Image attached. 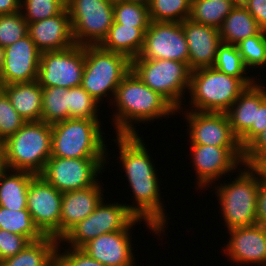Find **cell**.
I'll list each match as a JSON object with an SVG mask.
<instances>
[{
	"label": "cell",
	"mask_w": 266,
	"mask_h": 266,
	"mask_svg": "<svg viewBox=\"0 0 266 266\" xmlns=\"http://www.w3.org/2000/svg\"><path fill=\"white\" fill-rule=\"evenodd\" d=\"M113 141L118 148V162L125 173L128 186L132 190L133 204L124 203L129 211L143 220L147 228L159 237L165 234L170 218L161 198L160 179L154 160L151 158L144 138L140 134L115 135ZM143 139V140H142ZM120 161V162H119ZM159 178V179H158ZM135 201V202H134ZM135 203V204H134ZM168 217V218H167ZM167 226V227H166Z\"/></svg>",
	"instance_id": "cell-1"
},
{
	"label": "cell",
	"mask_w": 266,
	"mask_h": 266,
	"mask_svg": "<svg viewBox=\"0 0 266 266\" xmlns=\"http://www.w3.org/2000/svg\"><path fill=\"white\" fill-rule=\"evenodd\" d=\"M111 105L115 109L110 118L116 135L138 134L139 128L134 124H147L177 114L166 98L144 84L132 70L117 87Z\"/></svg>",
	"instance_id": "cell-2"
},
{
	"label": "cell",
	"mask_w": 266,
	"mask_h": 266,
	"mask_svg": "<svg viewBox=\"0 0 266 266\" xmlns=\"http://www.w3.org/2000/svg\"><path fill=\"white\" fill-rule=\"evenodd\" d=\"M257 80L233 77L214 67L193 70L188 91L189 104L180 109L225 113L240 94Z\"/></svg>",
	"instance_id": "cell-3"
},
{
	"label": "cell",
	"mask_w": 266,
	"mask_h": 266,
	"mask_svg": "<svg viewBox=\"0 0 266 266\" xmlns=\"http://www.w3.org/2000/svg\"><path fill=\"white\" fill-rule=\"evenodd\" d=\"M101 122L100 118H69L51 124V157L109 160Z\"/></svg>",
	"instance_id": "cell-4"
},
{
	"label": "cell",
	"mask_w": 266,
	"mask_h": 266,
	"mask_svg": "<svg viewBox=\"0 0 266 266\" xmlns=\"http://www.w3.org/2000/svg\"><path fill=\"white\" fill-rule=\"evenodd\" d=\"M238 171L233 181L232 178L228 183L224 180L213 187L227 230L257 224L259 176L247 165L241 166Z\"/></svg>",
	"instance_id": "cell-5"
},
{
	"label": "cell",
	"mask_w": 266,
	"mask_h": 266,
	"mask_svg": "<svg viewBox=\"0 0 266 266\" xmlns=\"http://www.w3.org/2000/svg\"><path fill=\"white\" fill-rule=\"evenodd\" d=\"M51 145V124L43 121L26 122L5 140L8 169L39 175L51 157Z\"/></svg>",
	"instance_id": "cell-6"
},
{
	"label": "cell",
	"mask_w": 266,
	"mask_h": 266,
	"mask_svg": "<svg viewBox=\"0 0 266 266\" xmlns=\"http://www.w3.org/2000/svg\"><path fill=\"white\" fill-rule=\"evenodd\" d=\"M130 71L131 60L125 55L100 46H85L81 86L101 105L104 98L112 104L117 87Z\"/></svg>",
	"instance_id": "cell-7"
},
{
	"label": "cell",
	"mask_w": 266,
	"mask_h": 266,
	"mask_svg": "<svg viewBox=\"0 0 266 266\" xmlns=\"http://www.w3.org/2000/svg\"><path fill=\"white\" fill-rule=\"evenodd\" d=\"M131 70L177 110L186 102L185 94L189 91L191 75L186 63L169 59L134 58L131 60Z\"/></svg>",
	"instance_id": "cell-8"
},
{
	"label": "cell",
	"mask_w": 266,
	"mask_h": 266,
	"mask_svg": "<svg viewBox=\"0 0 266 266\" xmlns=\"http://www.w3.org/2000/svg\"><path fill=\"white\" fill-rule=\"evenodd\" d=\"M112 0H70L66 4L75 44L99 46L114 22Z\"/></svg>",
	"instance_id": "cell-9"
},
{
	"label": "cell",
	"mask_w": 266,
	"mask_h": 266,
	"mask_svg": "<svg viewBox=\"0 0 266 266\" xmlns=\"http://www.w3.org/2000/svg\"><path fill=\"white\" fill-rule=\"evenodd\" d=\"M192 167L196 175V189L208 190L216 181L232 172H238L243 166L244 149L242 147H214L209 145H189ZM230 173V174H229ZM211 185V186H210ZM204 188V189H203Z\"/></svg>",
	"instance_id": "cell-10"
},
{
	"label": "cell",
	"mask_w": 266,
	"mask_h": 266,
	"mask_svg": "<svg viewBox=\"0 0 266 266\" xmlns=\"http://www.w3.org/2000/svg\"><path fill=\"white\" fill-rule=\"evenodd\" d=\"M106 202L103 199L96 209L74 226L60 242L67 247L81 248L89 240L102 234L124 230L136 218L124 203Z\"/></svg>",
	"instance_id": "cell-11"
},
{
	"label": "cell",
	"mask_w": 266,
	"mask_h": 266,
	"mask_svg": "<svg viewBox=\"0 0 266 266\" xmlns=\"http://www.w3.org/2000/svg\"><path fill=\"white\" fill-rule=\"evenodd\" d=\"M108 162V159L50 157L39 175L64 193L94 186Z\"/></svg>",
	"instance_id": "cell-12"
},
{
	"label": "cell",
	"mask_w": 266,
	"mask_h": 266,
	"mask_svg": "<svg viewBox=\"0 0 266 266\" xmlns=\"http://www.w3.org/2000/svg\"><path fill=\"white\" fill-rule=\"evenodd\" d=\"M85 46L74 44L60 51L40 55L37 82L41 87L72 88L82 84Z\"/></svg>",
	"instance_id": "cell-13"
},
{
	"label": "cell",
	"mask_w": 266,
	"mask_h": 266,
	"mask_svg": "<svg viewBox=\"0 0 266 266\" xmlns=\"http://www.w3.org/2000/svg\"><path fill=\"white\" fill-rule=\"evenodd\" d=\"M63 193L35 175L27 191V210L44 236L60 241V215Z\"/></svg>",
	"instance_id": "cell-14"
},
{
	"label": "cell",
	"mask_w": 266,
	"mask_h": 266,
	"mask_svg": "<svg viewBox=\"0 0 266 266\" xmlns=\"http://www.w3.org/2000/svg\"><path fill=\"white\" fill-rule=\"evenodd\" d=\"M184 112V113H183ZM187 122L190 145H209L214 147H241L233 133L228 117L224 112H201L178 109Z\"/></svg>",
	"instance_id": "cell-15"
},
{
	"label": "cell",
	"mask_w": 266,
	"mask_h": 266,
	"mask_svg": "<svg viewBox=\"0 0 266 266\" xmlns=\"http://www.w3.org/2000/svg\"><path fill=\"white\" fill-rule=\"evenodd\" d=\"M188 57V44L180 22L150 21L136 58L169 59L188 65Z\"/></svg>",
	"instance_id": "cell-16"
},
{
	"label": "cell",
	"mask_w": 266,
	"mask_h": 266,
	"mask_svg": "<svg viewBox=\"0 0 266 266\" xmlns=\"http://www.w3.org/2000/svg\"><path fill=\"white\" fill-rule=\"evenodd\" d=\"M142 221L135 218L124 230L102 234L89 240L80 249L105 266H136L131 232Z\"/></svg>",
	"instance_id": "cell-17"
},
{
	"label": "cell",
	"mask_w": 266,
	"mask_h": 266,
	"mask_svg": "<svg viewBox=\"0 0 266 266\" xmlns=\"http://www.w3.org/2000/svg\"><path fill=\"white\" fill-rule=\"evenodd\" d=\"M230 237L227 244H223L224 256L235 265L266 266V227L260 224L236 227L227 230Z\"/></svg>",
	"instance_id": "cell-18"
},
{
	"label": "cell",
	"mask_w": 266,
	"mask_h": 266,
	"mask_svg": "<svg viewBox=\"0 0 266 266\" xmlns=\"http://www.w3.org/2000/svg\"><path fill=\"white\" fill-rule=\"evenodd\" d=\"M41 52L27 34L4 48L0 79L4 85L37 80Z\"/></svg>",
	"instance_id": "cell-19"
},
{
	"label": "cell",
	"mask_w": 266,
	"mask_h": 266,
	"mask_svg": "<svg viewBox=\"0 0 266 266\" xmlns=\"http://www.w3.org/2000/svg\"><path fill=\"white\" fill-rule=\"evenodd\" d=\"M189 49L188 66L191 71L213 67L219 45V29L192 21L181 22Z\"/></svg>",
	"instance_id": "cell-20"
},
{
	"label": "cell",
	"mask_w": 266,
	"mask_h": 266,
	"mask_svg": "<svg viewBox=\"0 0 266 266\" xmlns=\"http://www.w3.org/2000/svg\"><path fill=\"white\" fill-rule=\"evenodd\" d=\"M28 34L41 53L64 50L75 44L67 8L55 16L28 23Z\"/></svg>",
	"instance_id": "cell-21"
},
{
	"label": "cell",
	"mask_w": 266,
	"mask_h": 266,
	"mask_svg": "<svg viewBox=\"0 0 266 266\" xmlns=\"http://www.w3.org/2000/svg\"><path fill=\"white\" fill-rule=\"evenodd\" d=\"M98 181L94 186L63 193L60 215V240L79 222L88 217L105 199L104 184ZM102 184V185H101ZM104 190V191H103Z\"/></svg>",
	"instance_id": "cell-22"
},
{
	"label": "cell",
	"mask_w": 266,
	"mask_h": 266,
	"mask_svg": "<svg viewBox=\"0 0 266 266\" xmlns=\"http://www.w3.org/2000/svg\"><path fill=\"white\" fill-rule=\"evenodd\" d=\"M264 80L258 79L248 86L225 112L233 133L240 140L252 127L256 125L257 108L266 99V85Z\"/></svg>",
	"instance_id": "cell-23"
},
{
	"label": "cell",
	"mask_w": 266,
	"mask_h": 266,
	"mask_svg": "<svg viewBox=\"0 0 266 266\" xmlns=\"http://www.w3.org/2000/svg\"><path fill=\"white\" fill-rule=\"evenodd\" d=\"M3 91L26 122L41 121L42 87L37 80L4 85Z\"/></svg>",
	"instance_id": "cell-24"
},
{
	"label": "cell",
	"mask_w": 266,
	"mask_h": 266,
	"mask_svg": "<svg viewBox=\"0 0 266 266\" xmlns=\"http://www.w3.org/2000/svg\"><path fill=\"white\" fill-rule=\"evenodd\" d=\"M147 29L113 22L107 36L99 46L104 50L123 54L132 60L142 50Z\"/></svg>",
	"instance_id": "cell-25"
},
{
	"label": "cell",
	"mask_w": 266,
	"mask_h": 266,
	"mask_svg": "<svg viewBox=\"0 0 266 266\" xmlns=\"http://www.w3.org/2000/svg\"><path fill=\"white\" fill-rule=\"evenodd\" d=\"M35 174L8 169L0 177V206L10 210L27 209V191Z\"/></svg>",
	"instance_id": "cell-26"
},
{
	"label": "cell",
	"mask_w": 266,
	"mask_h": 266,
	"mask_svg": "<svg viewBox=\"0 0 266 266\" xmlns=\"http://www.w3.org/2000/svg\"><path fill=\"white\" fill-rule=\"evenodd\" d=\"M262 29L249 11L238 2L219 28L223 43L237 45L248 37L257 35Z\"/></svg>",
	"instance_id": "cell-27"
},
{
	"label": "cell",
	"mask_w": 266,
	"mask_h": 266,
	"mask_svg": "<svg viewBox=\"0 0 266 266\" xmlns=\"http://www.w3.org/2000/svg\"><path fill=\"white\" fill-rule=\"evenodd\" d=\"M59 241L51 236L30 242L16 255L0 261V266H55Z\"/></svg>",
	"instance_id": "cell-28"
},
{
	"label": "cell",
	"mask_w": 266,
	"mask_h": 266,
	"mask_svg": "<svg viewBox=\"0 0 266 266\" xmlns=\"http://www.w3.org/2000/svg\"><path fill=\"white\" fill-rule=\"evenodd\" d=\"M237 3L236 0H191L189 18L194 22L219 29Z\"/></svg>",
	"instance_id": "cell-29"
},
{
	"label": "cell",
	"mask_w": 266,
	"mask_h": 266,
	"mask_svg": "<svg viewBox=\"0 0 266 266\" xmlns=\"http://www.w3.org/2000/svg\"><path fill=\"white\" fill-rule=\"evenodd\" d=\"M69 119V89L42 87L41 121L54 124Z\"/></svg>",
	"instance_id": "cell-30"
},
{
	"label": "cell",
	"mask_w": 266,
	"mask_h": 266,
	"mask_svg": "<svg viewBox=\"0 0 266 266\" xmlns=\"http://www.w3.org/2000/svg\"><path fill=\"white\" fill-rule=\"evenodd\" d=\"M0 229L26 236L31 242L45 237L35 226L27 209L15 211L0 206Z\"/></svg>",
	"instance_id": "cell-31"
},
{
	"label": "cell",
	"mask_w": 266,
	"mask_h": 266,
	"mask_svg": "<svg viewBox=\"0 0 266 266\" xmlns=\"http://www.w3.org/2000/svg\"><path fill=\"white\" fill-rule=\"evenodd\" d=\"M148 13L150 21L181 23L190 17L191 0H151Z\"/></svg>",
	"instance_id": "cell-32"
},
{
	"label": "cell",
	"mask_w": 266,
	"mask_h": 266,
	"mask_svg": "<svg viewBox=\"0 0 266 266\" xmlns=\"http://www.w3.org/2000/svg\"><path fill=\"white\" fill-rule=\"evenodd\" d=\"M213 67L220 72L237 78H259L250 75V71L244 64L236 45L221 43L218 47L216 60ZM248 71V72H247ZM249 74V75H248ZM255 76V77H254Z\"/></svg>",
	"instance_id": "cell-33"
},
{
	"label": "cell",
	"mask_w": 266,
	"mask_h": 266,
	"mask_svg": "<svg viewBox=\"0 0 266 266\" xmlns=\"http://www.w3.org/2000/svg\"><path fill=\"white\" fill-rule=\"evenodd\" d=\"M237 48L245 66L252 70L266 67V31L261 30L257 35L248 37L238 43Z\"/></svg>",
	"instance_id": "cell-34"
},
{
	"label": "cell",
	"mask_w": 266,
	"mask_h": 266,
	"mask_svg": "<svg viewBox=\"0 0 266 266\" xmlns=\"http://www.w3.org/2000/svg\"><path fill=\"white\" fill-rule=\"evenodd\" d=\"M113 14L114 22L136 28H148L150 23L148 6L140 3L114 1Z\"/></svg>",
	"instance_id": "cell-35"
},
{
	"label": "cell",
	"mask_w": 266,
	"mask_h": 266,
	"mask_svg": "<svg viewBox=\"0 0 266 266\" xmlns=\"http://www.w3.org/2000/svg\"><path fill=\"white\" fill-rule=\"evenodd\" d=\"M99 104L81 85L69 88V118L98 119Z\"/></svg>",
	"instance_id": "cell-36"
},
{
	"label": "cell",
	"mask_w": 266,
	"mask_h": 266,
	"mask_svg": "<svg viewBox=\"0 0 266 266\" xmlns=\"http://www.w3.org/2000/svg\"><path fill=\"white\" fill-rule=\"evenodd\" d=\"M66 8L61 0H21V13L27 23L60 14Z\"/></svg>",
	"instance_id": "cell-37"
},
{
	"label": "cell",
	"mask_w": 266,
	"mask_h": 266,
	"mask_svg": "<svg viewBox=\"0 0 266 266\" xmlns=\"http://www.w3.org/2000/svg\"><path fill=\"white\" fill-rule=\"evenodd\" d=\"M28 34V23L21 11L0 15V47L5 48Z\"/></svg>",
	"instance_id": "cell-38"
},
{
	"label": "cell",
	"mask_w": 266,
	"mask_h": 266,
	"mask_svg": "<svg viewBox=\"0 0 266 266\" xmlns=\"http://www.w3.org/2000/svg\"><path fill=\"white\" fill-rule=\"evenodd\" d=\"M26 123L13 108L4 91L0 94V138L6 140Z\"/></svg>",
	"instance_id": "cell-39"
},
{
	"label": "cell",
	"mask_w": 266,
	"mask_h": 266,
	"mask_svg": "<svg viewBox=\"0 0 266 266\" xmlns=\"http://www.w3.org/2000/svg\"><path fill=\"white\" fill-rule=\"evenodd\" d=\"M62 247L63 246L59 241L55 255L56 266H105L99 261L89 257L80 248H71L64 246V249V247Z\"/></svg>",
	"instance_id": "cell-40"
},
{
	"label": "cell",
	"mask_w": 266,
	"mask_h": 266,
	"mask_svg": "<svg viewBox=\"0 0 266 266\" xmlns=\"http://www.w3.org/2000/svg\"><path fill=\"white\" fill-rule=\"evenodd\" d=\"M30 242L26 236L0 229V261L16 255Z\"/></svg>",
	"instance_id": "cell-41"
},
{
	"label": "cell",
	"mask_w": 266,
	"mask_h": 266,
	"mask_svg": "<svg viewBox=\"0 0 266 266\" xmlns=\"http://www.w3.org/2000/svg\"><path fill=\"white\" fill-rule=\"evenodd\" d=\"M264 156H266V129L244 149L243 164L251 166Z\"/></svg>",
	"instance_id": "cell-42"
},
{
	"label": "cell",
	"mask_w": 266,
	"mask_h": 266,
	"mask_svg": "<svg viewBox=\"0 0 266 266\" xmlns=\"http://www.w3.org/2000/svg\"><path fill=\"white\" fill-rule=\"evenodd\" d=\"M266 129V99L257 108L256 125L239 140L243 149H245L262 131Z\"/></svg>",
	"instance_id": "cell-43"
},
{
	"label": "cell",
	"mask_w": 266,
	"mask_h": 266,
	"mask_svg": "<svg viewBox=\"0 0 266 266\" xmlns=\"http://www.w3.org/2000/svg\"><path fill=\"white\" fill-rule=\"evenodd\" d=\"M240 3L255 18L258 26L266 31V0H242Z\"/></svg>",
	"instance_id": "cell-44"
},
{
	"label": "cell",
	"mask_w": 266,
	"mask_h": 266,
	"mask_svg": "<svg viewBox=\"0 0 266 266\" xmlns=\"http://www.w3.org/2000/svg\"><path fill=\"white\" fill-rule=\"evenodd\" d=\"M257 224L266 227V184L260 182L257 201Z\"/></svg>",
	"instance_id": "cell-45"
},
{
	"label": "cell",
	"mask_w": 266,
	"mask_h": 266,
	"mask_svg": "<svg viewBox=\"0 0 266 266\" xmlns=\"http://www.w3.org/2000/svg\"><path fill=\"white\" fill-rule=\"evenodd\" d=\"M21 9V0H0V15L13 14Z\"/></svg>",
	"instance_id": "cell-46"
},
{
	"label": "cell",
	"mask_w": 266,
	"mask_h": 266,
	"mask_svg": "<svg viewBox=\"0 0 266 266\" xmlns=\"http://www.w3.org/2000/svg\"><path fill=\"white\" fill-rule=\"evenodd\" d=\"M250 167L259 176L260 182L266 184V156L257 159Z\"/></svg>",
	"instance_id": "cell-47"
},
{
	"label": "cell",
	"mask_w": 266,
	"mask_h": 266,
	"mask_svg": "<svg viewBox=\"0 0 266 266\" xmlns=\"http://www.w3.org/2000/svg\"><path fill=\"white\" fill-rule=\"evenodd\" d=\"M8 170L6 164L5 140L0 138V177Z\"/></svg>",
	"instance_id": "cell-48"
},
{
	"label": "cell",
	"mask_w": 266,
	"mask_h": 266,
	"mask_svg": "<svg viewBox=\"0 0 266 266\" xmlns=\"http://www.w3.org/2000/svg\"><path fill=\"white\" fill-rule=\"evenodd\" d=\"M123 1L133 2V3H140V4L148 6L151 0H123Z\"/></svg>",
	"instance_id": "cell-49"
},
{
	"label": "cell",
	"mask_w": 266,
	"mask_h": 266,
	"mask_svg": "<svg viewBox=\"0 0 266 266\" xmlns=\"http://www.w3.org/2000/svg\"><path fill=\"white\" fill-rule=\"evenodd\" d=\"M4 63V48L0 47V71Z\"/></svg>",
	"instance_id": "cell-50"
},
{
	"label": "cell",
	"mask_w": 266,
	"mask_h": 266,
	"mask_svg": "<svg viewBox=\"0 0 266 266\" xmlns=\"http://www.w3.org/2000/svg\"><path fill=\"white\" fill-rule=\"evenodd\" d=\"M3 86H4V84H3V82H2L1 79H0V94H1V92L3 91Z\"/></svg>",
	"instance_id": "cell-51"
},
{
	"label": "cell",
	"mask_w": 266,
	"mask_h": 266,
	"mask_svg": "<svg viewBox=\"0 0 266 266\" xmlns=\"http://www.w3.org/2000/svg\"><path fill=\"white\" fill-rule=\"evenodd\" d=\"M64 4H67L70 0H61Z\"/></svg>",
	"instance_id": "cell-52"
}]
</instances>
